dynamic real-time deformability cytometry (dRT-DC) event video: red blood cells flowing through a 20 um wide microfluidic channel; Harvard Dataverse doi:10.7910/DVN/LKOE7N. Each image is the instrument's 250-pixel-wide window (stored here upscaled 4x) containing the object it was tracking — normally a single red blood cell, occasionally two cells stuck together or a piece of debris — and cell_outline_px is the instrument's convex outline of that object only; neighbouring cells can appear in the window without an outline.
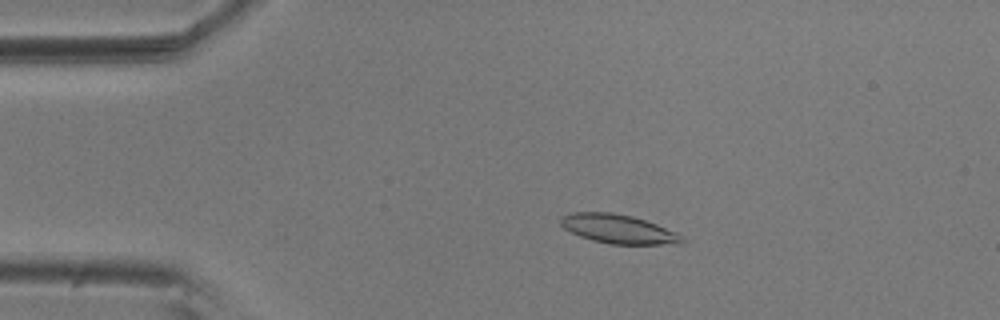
{"species": "common noctule bat (a hibernating species)", "species_latin": "Nyctalus noctula", "temperature_condition": "room temperature", "stored_images_in_passage": 47, "camera_frame_rate_fps": 3000, "um_per_image_px": 0.085, "animal": {"sex": "male", "body_mass_g": 20.5, "forearm_length_mm": 52.5}, "frame": {"image": 1, "passage_image": 3, "time_ms": 0.667, "image_size_px": [1000, 320], "cell_outline_px": [[688, 240], [684, 244], [612, 244], [592, 240], [580, 236], [564, 228], [560, 224], [560, 216], [572, 212], [612, 212], [632, 216], [656, 224], [676, 232], [684, 236]], "centroid_in_image_um": [52.59, 19.47], "position_along_channel_um": 32.4, "area_um2": 20.63}}
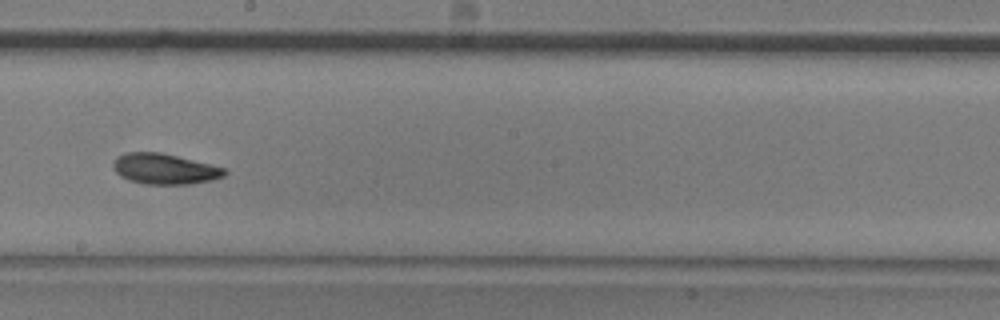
{"frame": {"image": 2, "passage_image": 23, "time_ms": 7.333, "image_size_px": [1000, 320], "cell_outline_px": [[228, 172], [224, 176], [212, 180], [192, 184], [144, 184], [128, 180], [120, 176], [116, 172], [112, 164], [116, 156], [128, 152], [160, 152], [224, 168]], "centroid_in_image_um": [13.96, 14.36], "position_along_channel_um": 234.2, "area_um2": 19.77}}
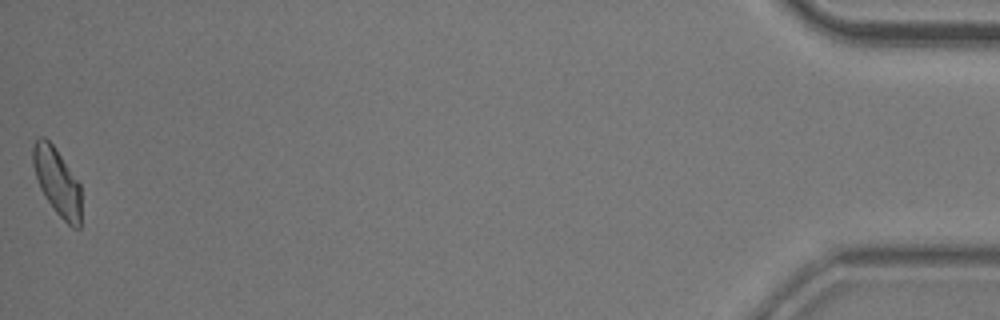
{"frame": {"image": 3, "passage_image": 47, "time_ms": 15.333, "image_size_px": [1000, 320], "cell_outline_px": [[80, 228], [72, 228], [56, 212], [44, 196], [40, 188], [32, 164], [32, 148], [36, 140], [40, 136], [44, 136], [52, 144], [80, 184]], "centroid_in_image_um": [4.84, 15.45], "position_along_channel_um": 430.4, "area_um2": 18.67}, "authors_computed_cell_mechanics": {"area_um2": 19.5942, "velocity_mm_per_s": 3.6751, "shape_relaxation_time_tau1_ms": 6.7409, "shape_relaxation_time_tau2_ms": 3.7494, "deformation_change_tau1": 0.1533, "deformation_change_tau2": 0.0927}}